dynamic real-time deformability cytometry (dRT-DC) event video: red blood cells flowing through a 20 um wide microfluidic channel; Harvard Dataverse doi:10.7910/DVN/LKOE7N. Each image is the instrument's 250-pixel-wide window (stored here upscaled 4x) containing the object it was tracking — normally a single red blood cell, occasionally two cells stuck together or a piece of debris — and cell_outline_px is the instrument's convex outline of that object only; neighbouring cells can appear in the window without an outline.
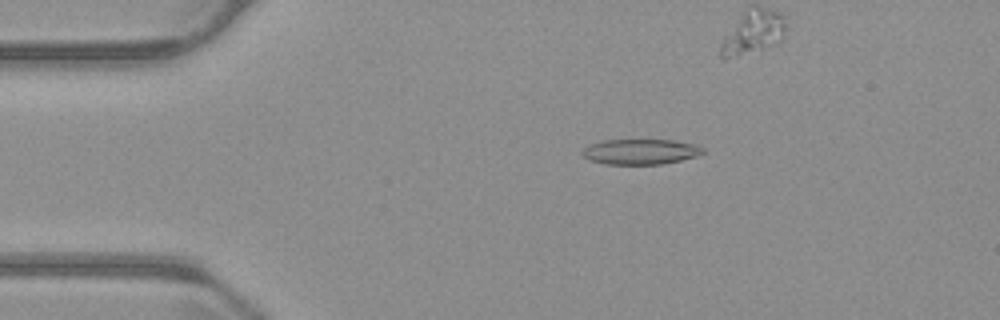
{"species": "common noctule bat (a hibernating species)", "species_latin": "Nyctalus noctula", "temperature_condition": "warm", "stored_images_in_passage": 45, "camera_frame_rate_fps": 3000, "um_per_image_px": 0.085, "animal": {"sex": "male", "body_mass_g": 23.1, "forearm_length_mm": 52.7}, "frame": {"image": 1, "passage_image": 11, "time_ms": 3.333, "image_size_px": [1000, 320], "cell_outline_px": [[704, 152], [700, 156], [660, 164], [604, 164], [588, 160], [580, 152], [588, 144], [604, 140], [672, 140], [696, 144], [704, 148]], "centroid_in_image_um": [54.44, 12.89], "position_along_channel_um": 30.6, "area_um2": 17.98}}
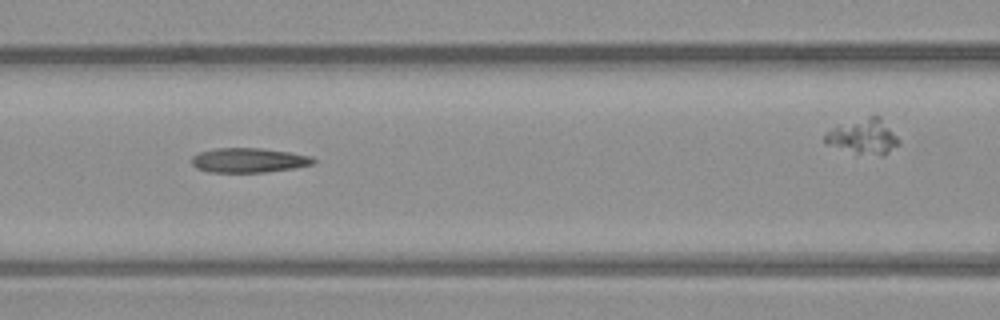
{"frame": {"image": 2, "passage_image": 24, "time_ms": 7.667, "image_size_px": [1000, 320], "cell_outline_px": [[316, 164], [296, 168], [264, 172], [208, 172], [196, 168], [192, 164], [192, 156], [200, 152], [216, 148], [264, 148], [312, 156], [316, 160]], "centroid_in_image_um": [21.18, 13.62], "position_along_channel_um": 145.4, "area_um2": 17.57}}
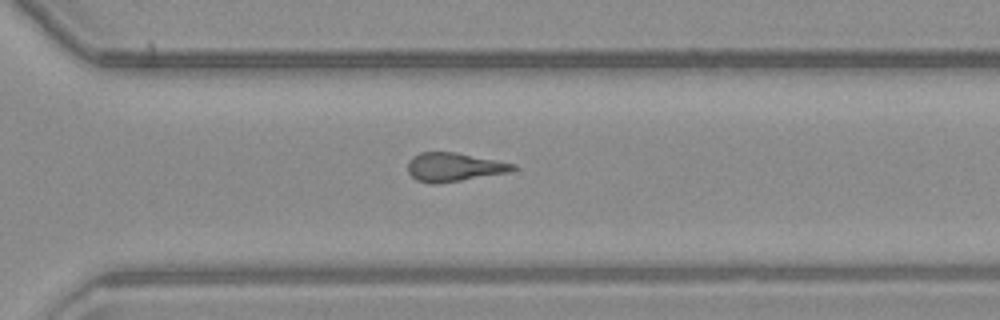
{"frame": {"image": 3, "passage_image": 39, "time_ms": 12.667, "image_size_px": [1000, 320], "cell_outline_px": [[516, 168], [508, 172], [436, 184], [432, 184], [416, 180], [408, 172], [408, 160], [412, 156], [420, 152], [456, 152], [516, 164]], "centroid_in_image_um": [38.54, 14.19], "position_along_channel_um": 332.1, "area_um2": 17.46}}